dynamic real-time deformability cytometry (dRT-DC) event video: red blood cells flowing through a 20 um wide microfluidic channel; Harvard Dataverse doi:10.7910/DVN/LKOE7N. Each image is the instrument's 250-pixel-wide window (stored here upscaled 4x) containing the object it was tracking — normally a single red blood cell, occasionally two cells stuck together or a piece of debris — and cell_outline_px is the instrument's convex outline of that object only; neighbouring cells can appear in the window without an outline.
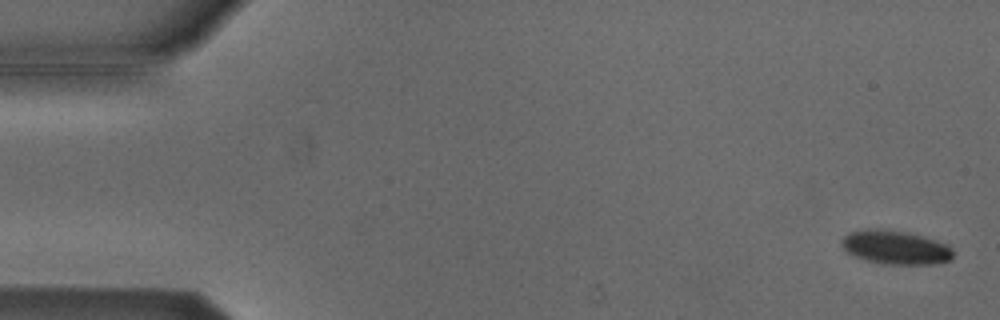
{"species": "Egyptian fruit bat (a non-hibernating species)", "species_latin": "Rousettus aegyptiacus", "temperature_condition": "cold", "stored_images_in_passage": 4, "camera_frame_rate_fps": 3000, "um_per_image_px": 0.085, "animal": {"sex": "male"}, "frame": {"image": 1, "passage_image": 1, "time_ms": 0.0, "image_size_px": [1000, 320], "cell_outline_px": [[952, 260], [936, 264], [884, 264], [864, 260], [848, 252], [840, 244], [840, 240], [848, 232], [868, 228], [880, 228], [904, 232], [924, 236], [948, 244], [952, 248]], "centroid_in_image_um": [76.11, 21.02], "position_along_channel_um": 8.9, "area_um2": 22.2}}
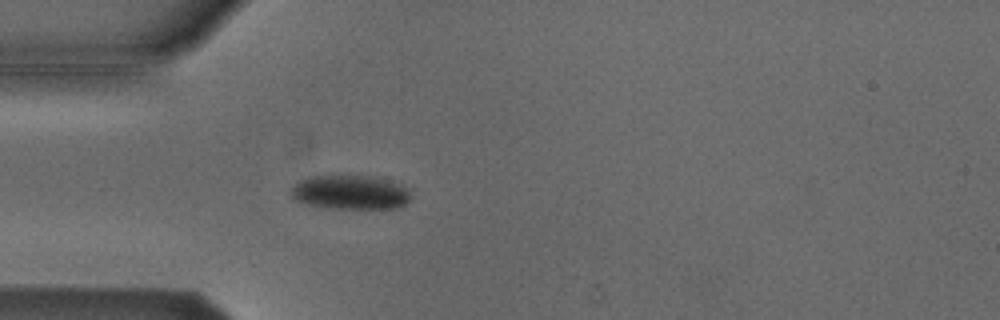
{"frame": {"image": 2, "passage_image": 4, "time_ms": 1.0, "image_size_px": [1000, 320], "cell_outline_px": [[408, 200], [400, 208], [328, 208], [308, 204], [292, 200], [292, 188], [300, 180], [308, 176], [368, 176], [400, 184], [408, 192]], "centroid_in_image_um": [29.71, 16.36], "position_along_channel_um": 55.3, "area_um2": 23.41}}